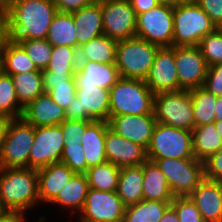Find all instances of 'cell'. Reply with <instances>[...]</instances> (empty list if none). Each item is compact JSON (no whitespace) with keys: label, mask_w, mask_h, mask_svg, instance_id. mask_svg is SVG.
Segmentation results:
<instances>
[{"label":"cell","mask_w":222,"mask_h":222,"mask_svg":"<svg viewBox=\"0 0 222 222\" xmlns=\"http://www.w3.org/2000/svg\"><path fill=\"white\" fill-rule=\"evenodd\" d=\"M173 6L159 4L151 10L137 15L136 35L161 47H172Z\"/></svg>","instance_id":"8fae6325"},{"label":"cell","mask_w":222,"mask_h":222,"mask_svg":"<svg viewBox=\"0 0 222 222\" xmlns=\"http://www.w3.org/2000/svg\"><path fill=\"white\" fill-rule=\"evenodd\" d=\"M26 51L38 70H45L52 54V45L47 39L14 40Z\"/></svg>","instance_id":"74e56055"},{"label":"cell","mask_w":222,"mask_h":222,"mask_svg":"<svg viewBox=\"0 0 222 222\" xmlns=\"http://www.w3.org/2000/svg\"><path fill=\"white\" fill-rule=\"evenodd\" d=\"M25 213L18 211L2 210L0 212V222H24Z\"/></svg>","instance_id":"f907efd6"},{"label":"cell","mask_w":222,"mask_h":222,"mask_svg":"<svg viewBox=\"0 0 222 222\" xmlns=\"http://www.w3.org/2000/svg\"><path fill=\"white\" fill-rule=\"evenodd\" d=\"M110 117L154 114L155 94L145 80L120 78L109 90Z\"/></svg>","instance_id":"3957f363"},{"label":"cell","mask_w":222,"mask_h":222,"mask_svg":"<svg viewBox=\"0 0 222 222\" xmlns=\"http://www.w3.org/2000/svg\"><path fill=\"white\" fill-rule=\"evenodd\" d=\"M115 63L100 64L93 61L79 60L74 74L76 85H95L110 90L120 79Z\"/></svg>","instance_id":"44dd1931"},{"label":"cell","mask_w":222,"mask_h":222,"mask_svg":"<svg viewBox=\"0 0 222 222\" xmlns=\"http://www.w3.org/2000/svg\"><path fill=\"white\" fill-rule=\"evenodd\" d=\"M37 172L40 202L49 204L75 174L66 164L61 162L47 165L38 169Z\"/></svg>","instance_id":"7402d4cb"},{"label":"cell","mask_w":222,"mask_h":222,"mask_svg":"<svg viewBox=\"0 0 222 222\" xmlns=\"http://www.w3.org/2000/svg\"><path fill=\"white\" fill-rule=\"evenodd\" d=\"M8 39L7 19L4 12H0V53L3 50L5 41Z\"/></svg>","instance_id":"816d5d0a"},{"label":"cell","mask_w":222,"mask_h":222,"mask_svg":"<svg viewBox=\"0 0 222 222\" xmlns=\"http://www.w3.org/2000/svg\"><path fill=\"white\" fill-rule=\"evenodd\" d=\"M96 1L103 2V1H112V0H96Z\"/></svg>","instance_id":"be15d7a7"},{"label":"cell","mask_w":222,"mask_h":222,"mask_svg":"<svg viewBox=\"0 0 222 222\" xmlns=\"http://www.w3.org/2000/svg\"><path fill=\"white\" fill-rule=\"evenodd\" d=\"M145 81L154 94L179 90L175 46L158 49Z\"/></svg>","instance_id":"2e32d148"},{"label":"cell","mask_w":222,"mask_h":222,"mask_svg":"<svg viewBox=\"0 0 222 222\" xmlns=\"http://www.w3.org/2000/svg\"><path fill=\"white\" fill-rule=\"evenodd\" d=\"M148 160L195 158L192 131L156 123L147 148Z\"/></svg>","instance_id":"52a82bcc"},{"label":"cell","mask_w":222,"mask_h":222,"mask_svg":"<svg viewBox=\"0 0 222 222\" xmlns=\"http://www.w3.org/2000/svg\"><path fill=\"white\" fill-rule=\"evenodd\" d=\"M107 161L118 167L138 166L148 160L147 149L108 128L105 138Z\"/></svg>","instance_id":"ac0fdd59"},{"label":"cell","mask_w":222,"mask_h":222,"mask_svg":"<svg viewBox=\"0 0 222 222\" xmlns=\"http://www.w3.org/2000/svg\"><path fill=\"white\" fill-rule=\"evenodd\" d=\"M7 9V0H0V12H5Z\"/></svg>","instance_id":"680465c9"},{"label":"cell","mask_w":222,"mask_h":222,"mask_svg":"<svg viewBox=\"0 0 222 222\" xmlns=\"http://www.w3.org/2000/svg\"><path fill=\"white\" fill-rule=\"evenodd\" d=\"M44 93H48L55 103L66 109L76 97V83L43 84Z\"/></svg>","instance_id":"b9f144b4"},{"label":"cell","mask_w":222,"mask_h":222,"mask_svg":"<svg viewBox=\"0 0 222 222\" xmlns=\"http://www.w3.org/2000/svg\"><path fill=\"white\" fill-rule=\"evenodd\" d=\"M76 28L72 13L57 12L50 24L47 41L52 46L77 48Z\"/></svg>","instance_id":"4dcf8cb0"},{"label":"cell","mask_w":222,"mask_h":222,"mask_svg":"<svg viewBox=\"0 0 222 222\" xmlns=\"http://www.w3.org/2000/svg\"><path fill=\"white\" fill-rule=\"evenodd\" d=\"M175 65L179 90L203 86L209 66L199 46H175Z\"/></svg>","instance_id":"9a60e30c"},{"label":"cell","mask_w":222,"mask_h":222,"mask_svg":"<svg viewBox=\"0 0 222 222\" xmlns=\"http://www.w3.org/2000/svg\"><path fill=\"white\" fill-rule=\"evenodd\" d=\"M19 1H24V0H7V3H14V2H19Z\"/></svg>","instance_id":"91938a15"},{"label":"cell","mask_w":222,"mask_h":222,"mask_svg":"<svg viewBox=\"0 0 222 222\" xmlns=\"http://www.w3.org/2000/svg\"><path fill=\"white\" fill-rule=\"evenodd\" d=\"M107 122L114 132L146 149L157 123L154 114L112 116Z\"/></svg>","instance_id":"e0dca14e"},{"label":"cell","mask_w":222,"mask_h":222,"mask_svg":"<svg viewBox=\"0 0 222 222\" xmlns=\"http://www.w3.org/2000/svg\"><path fill=\"white\" fill-rule=\"evenodd\" d=\"M194 110V127L215 122L217 96L204 87L191 90Z\"/></svg>","instance_id":"e575fe53"},{"label":"cell","mask_w":222,"mask_h":222,"mask_svg":"<svg viewBox=\"0 0 222 222\" xmlns=\"http://www.w3.org/2000/svg\"><path fill=\"white\" fill-rule=\"evenodd\" d=\"M108 128V122L92 121L82 135L81 145L89 168L107 161L105 138Z\"/></svg>","instance_id":"cb8c5ba5"},{"label":"cell","mask_w":222,"mask_h":222,"mask_svg":"<svg viewBox=\"0 0 222 222\" xmlns=\"http://www.w3.org/2000/svg\"><path fill=\"white\" fill-rule=\"evenodd\" d=\"M89 188L100 191H116L120 167L108 161L90 167L86 173Z\"/></svg>","instance_id":"836d02e7"},{"label":"cell","mask_w":222,"mask_h":222,"mask_svg":"<svg viewBox=\"0 0 222 222\" xmlns=\"http://www.w3.org/2000/svg\"><path fill=\"white\" fill-rule=\"evenodd\" d=\"M34 136L35 127L22 117L11 119L0 155V168H29Z\"/></svg>","instance_id":"ba28073f"},{"label":"cell","mask_w":222,"mask_h":222,"mask_svg":"<svg viewBox=\"0 0 222 222\" xmlns=\"http://www.w3.org/2000/svg\"><path fill=\"white\" fill-rule=\"evenodd\" d=\"M53 0H24L7 3L8 38L12 40L47 39L57 13Z\"/></svg>","instance_id":"6da1fadb"},{"label":"cell","mask_w":222,"mask_h":222,"mask_svg":"<svg viewBox=\"0 0 222 222\" xmlns=\"http://www.w3.org/2000/svg\"><path fill=\"white\" fill-rule=\"evenodd\" d=\"M215 121H222V96L217 97Z\"/></svg>","instance_id":"11a10c76"},{"label":"cell","mask_w":222,"mask_h":222,"mask_svg":"<svg viewBox=\"0 0 222 222\" xmlns=\"http://www.w3.org/2000/svg\"><path fill=\"white\" fill-rule=\"evenodd\" d=\"M45 218H46V217H43V216L40 217V219L38 220V222H46V221H45Z\"/></svg>","instance_id":"94428289"},{"label":"cell","mask_w":222,"mask_h":222,"mask_svg":"<svg viewBox=\"0 0 222 222\" xmlns=\"http://www.w3.org/2000/svg\"><path fill=\"white\" fill-rule=\"evenodd\" d=\"M159 222H179V219L177 217L175 210L170 206L165 211Z\"/></svg>","instance_id":"db71d44e"},{"label":"cell","mask_w":222,"mask_h":222,"mask_svg":"<svg viewBox=\"0 0 222 222\" xmlns=\"http://www.w3.org/2000/svg\"><path fill=\"white\" fill-rule=\"evenodd\" d=\"M214 96H222V63L209 66L203 86Z\"/></svg>","instance_id":"ee69618b"},{"label":"cell","mask_w":222,"mask_h":222,"mask_svg":"<svg viewBox=\"0 0 222 222\" xmlns=\"http://www.w3.org/2000/svg\"><path fill=\"white\" fill-rule=\"evenodd\" d=\"M189 197L204 222H222V182L204 178Z\"/></svg>","instance_id":"d6986e66"},{"label":"cell","mask_w":222,"mask_h":222,"mask_svg":"<svg viewBox=\"0 0 222 222\" xmlns=\"http://www.w3.org/2000/svg\"><path fill=\"white\" fill-rule=\"evenodd\" d=\"M125 209L116 191L89 188L79 222H122Z\"/></svg>","instance_id":"7c38bea8"},{"label":"cell","mask_w":222,"mask_h":222,"mask_svg":"<svg viewBox=\"0 0 222 222\" xmlns=\"http://www.w3.org/2000/svg\"><path fill=\"white\" fill-rule=\"evenodd\" d=\"M179 222H204L197 206L189 196H176L171 202Z\"/></svg>","instance_id":"60d3db41"},{"label":"cell","mask_w":222,"mask_h":222,"mask_svg":"<svg viewBox=\"0 0 222 222\" xmlns=\"http://www.w3.org/2000/svg\"><path fill=\"white\" fill-rule=\"evenodd\" d=\"M64 142L60 125L35 127L34 142L29 154V168L38 170L60 162Z\"/></svg>","instance_id":"5bb4252c"},{"label":"cell","mask_w":222,"mask_h":222,"mask_svg":"<svg viewBox=\"0 0 222 222\" xmlns=\"http://www.w3.org/2000/svg\"><path fill=\"white\" fill-rule=\"evenodd\" d=\"M43 84L76 83L74 75L54 74L50 71H42Z\"/></svg>","instance_id":"c3c4849f"},{"label":"cell","mask_w":222,"mask_h":222,"mask_svg":"<svg viewBox=\"0 0 222 222\" xmlns=\"http://www.w3.org/2000/svg\"><path fill=\"white\" fill-rule=\"evenodd\" d=\"M160 4H168L171 6H176L178 4L187 2L188 0H157Z\"/></svg>","instance_id":"9f6ffc18"},{"label":"cell","mask_w":222,"mask_h":222,"mask_svg":"<svg viewBox=\"0 0 222 222\" xmlns=\"http://www.w3.org/2000/svg\"><path fill=\"white\" fill-rule=\"evenodd\" d=\"M79 64L78 49L70 46H52L50 61L45 70L54 74L74 75Z\"/></svg>","instance_id":"d590c367"},{"label":"cell","mask_w":222,"mask_h":222,"mask_svg":"<svg viewBox=\"0 0 222 222\" xmlns=\"http://www.w3.org/2000/svg\"><path fill=\"white\" fill-rule=\"evenodd\" d=\"M217 28H222V0H194Z\"/></svg>","instance_id":"f6af8a7d"},{"label":"cell","mask_w":222,"mask_h":222,"mask_svg":"<svg viewBox=\"0 0 222 222\" xmlns=\"http://www.w3.org/2000/svg\"><path fill=\"white\" fill-rule=\"evenodd\" d=\"M198 46L208 66L222 63V28L207 34Z\"/></svg>","instance_id":"f35d334b"},{"label":"cell","mask_w":222,"mask_h":222,"mask_svg":"<svg viewBox=\"0 0 222 222\" xmlns=\"http://www.w3.org/2000/svg\"><path fill=\"white\" fill-rule=\"evenodd\" d=\"M136 16L151 10L160 3L157 0H129Z\"/></svg>","instance_id":"681fc988"},{"label":"cell","mask_w":222,"mask_h":222,"mask_svg":"<svg viewBox=\"0 0 222 222\" xmlns=\"http://www.w3.org/2000/svg\"><path fill=\"white\" fill-rule=\"evenodd\" d=\"M2 71L8 75H16L38 70L27 55L25 49L16 41L8 38L1 52Z\"/></svg>","instance_id":"83f0119b"},{"label":"cell","mask_w":222,"mask_h":222,"mask_svg":"<svg viewBox=\"0 0 222 222\" xmlns=\"http://www.w3.org/2000/svg\"><path fill=\"white\" fill-rule=\"evenodd\" d=\"M171 202L142 200L127 206L122 222H159Z\"/></svg>","instance_id":"d6a6232c"},{"label":"cell","mask_w":222,"mask_h":222,"mask_svg":"<svg viewBox=\"0 0 222 222\" xmlns=\"http://www.w3.org/2000/svg\"><path fill=\"white\" fill-rule=\"evenodd\" d=\"M83 151L81 144L64 145L60 162L66 164L76 174H86L89 167Z\"/></svg>","instance_id":"ab89813d"},{"label":"cell","mask_w":222,"mask_h":222,"mask_svg":"<svg viewBox=\"0 0 222 222\" xmlns=\"http://www.w3.org/2000/svg\"><path fill=\"white\" fill-rule=\"evenodd\" d=\"M143 177V163L138 166L120 167L116 193L126 207L144 199Z\"/></svg>","instance_id":"484cf974"},{"label":"cell","mask_w":222,"mask_h":222,"mask_svg":"<svg viewBox=\"0 0 222 222\" xmlns=\"http://www.w3.org/2000/svg\"><path fill=\"white\" fill-rule=\"evenodd\" d=\"M76 87V97L65 109L66 119L107 122L110 118L109 90L95 85Z\"/></svg>","instance_id":"9c48e42d"},{"label":"cell","mask_w":222,"mask_h":222,"mask_svg":"<svg viewBox=\"0 0 222 222\" xmlns=\"http://www.w3.org/2000/svg\"><path fill=\"white\" fill-rule=\"evenodd\" d=\"M23 107L19 104L11 75L0 72V115L21 118Z\"/></svg>","instance_id":"8d00e7d4"},{"label":"cell","mask_w":222,"mask_h":222,"mask_svg":"<svg viewBox=\"0 0 222 222\" xmlns=\"http://www.w3.org/2000/svg\"><path fill=\"white\" fill-rule=\"evenodd\" d=\"M76 28L77 49L103 34L102 8L99 1L72 13Z\"/></svg>","instance_id":"603a6c76"},{"label":"cell","mask_w":222,"mask_h":222,"mask_svg":"<svg viewBox=\"0 0 222 222\" xmlns=\"http://www.w3.org/2000/svg\"><path fill=\"white\" fill-rule=\"evenodd\" d=\"M90 123V121L85 120H64L60 124L63 138L65 139L64 145L81 144L82 135Z\"/></svg>","instance_id":"7bdbcfd3"},{"label":"cell","mask_w":222,"mask_h":222,"mask_svg":"<svg viewBox=\"0 0 222 222\" xmlns=\"http://www.w3.org/2000/svg\"><path fill=\"white\" fill-rule=\"evenodd\" d=\"M155 163L166 176L175 197L189 196L205 178L204 162L196 158H165Z\"/></svg>","instance_id":"30bf717a"},{"label":"cell","mask_w":222,"mask_h":222,"mask_svg":"<svg viewBox=\"0 0 222 222\" xmlns=\"http://www.w3.org/2000/svg\"><path fill=\"white\" fill-rule=\"evenodd\" d=\"M205 178L222 182V148L204 161Z\"/></svg>","instance_id":"bcb514c9"},{"label":"cell","mask_w":222,"mask_h":222,"mask_svg":"<svg viewBox=\"0 0 222 222\" xmlns=\"http://www.w3.org/2000/svg\"><path fill=\"white\" fill-rule=\"evenodd\" d=\"M192 140L194 157L203 162L222 148V138L214 123L194 127Z\"/></svg>","instance_id":"f546056e"},{"label":"cell","mask_w":222,"mask_h":222,"mask_svg":"<svg viewBox=\"0 0 222 222\" xmlns=\"http://www.w3.org/2000/svg\"><path fill=\"white\" fill-rule=\"evenodd\" d=\"M117 42L104 34L97 36L78 49L79 60L100 64L116 63Z\"/></svg>","instance_id":"f1b7e54d"},{"label":"cell","mask_w":222,"mask_h":222,"mask_svg":"<svg viewBox=\"0 0 222 222\" xmlns=\"http://www.w3.org/2000/svg\"><path fill=\"white\" fill-rule=\"evenodd\" d=\"M38 172L33 168H0V208L27 214L39 203Z\"/></svg>","instance_id":"7a4b0ae2"},{"label":"cell","mask_w":222,"mask_h":222,"mask_svg":"<svg viewBox=\"0 0 222 222\" xmlns=\"http://www.w3.org/2000/svg\"><path fill=\"white\" fill-rule=\"evenodd\" d=\"M11 119L12 118H10L8 116L0 115V155H1V152H2V148H3L7 128H8V125H9Z\"/></svg>","instance_id":"f5cc1de1"},{"label":"cell","mask_w":222,"mask_h":222,"mask_svg":"<svg viewBox=\"0 0 222 222\" xmlns=\"http://www.w3.org/2000/svg\"><path fill=\"white\" fill-rule=\"evenodd\" d=\"M159 48L137 36L118 41L115 64L120 77L146 80Z\"/></svg>","instance_id":"5b68a950"},{"label":"cell","mask_w":222,"mask_h":222,"mask_svg":"<svg viewBox=\"0 0 222 222\" xmlns=\"http://www.w3.org/2000/svg\"><path fill=\"white\" fill-rule=\"evenodd\" d=\"M19 104L24 108L44 93L42 71L11 75Z\"/></svg>","instance_id":"1f68e13d"},{"label":"cell","mask_w":222,"mask_h":222,"mask_svg":"<svg viewBox=\"0 0 222 222\" xmlns=\"http://www.w3.org/2000/svg\"><path fill=\"white\" fill-rule=\"evenodd\" d=\"M214 125L217 129V132L219 133L220 137L222 138V121H215Z\"/></svg>","instance_id":"6f0895ef"},{"label":"cell","mask_w":222,"mask_h":222,"mask_svg":"<svg viewBox=\"0 0 222 222\" xmlns=\"http://www.w3.org/2000/svg\"><path fill=\"white\" fill-rule=\"evenodd\" d=\"M103 34L117 41L136 35V14L129 0L103 1Z\"/></svg>","instance_id":"4fadbf2b"},{"label":"cell","mask_w":222,"mask_h":222,"mask_svg":"<svg viewBox=\"0 0 222 222\" xmlns=\"http://www.w3.org/2000/svg\"><path fill=\"white\" fill-rule=\"evenodd\" d=\"M95 0H53L57 11L73 13L92 4Z\"/></svg>","instance_id":"7dc6e473"},{"label":"cell","mask_w":222,"mask_h":222,"mask_svg":"<svg viewBox=\"0 0 222 222\" xmlns=\"http://www.w3.org/2000/svg\"><path fill=\"white\" fill-rule=\"evenodd\" d=\"M2 71V65H1V53H0V72Z\"/></svg>","instance_id":"6125c7cd"},{"label":"cell","mask_w":222,"mask_h":222,"mask_svg":"<svg viewBox=\"0 0 222 222\" xmlns=\"http://www.w3.org/2000/svg\"><path fill=\"white\" fill-rule=\"evenodd\" d=\"M172 46H198L217 27L194 0L173 6Z\"/></svg>","instance_id":"277c9868"},{"label":"cell","mask_w":222,"mask_h":222,"mask_svg":"<svg viewBox=\"0 0 222 222\" xmlns=\"http://www.w3.org/2000/svg\"><path fill=\"white\" fill-rule=\"evenodd\" d=\"M153 113L157 123L192 131L194 110L191 90L155 94Z\"/></svg>","instance_id":"8992f818"},{"label":"cell","mask_w":222,"mask_h":222,"mask_svg":"<svg viewBox=\"0 0 222 222\" xmlns=\"http://www.w3.org/2000/svg\"><path fill=\"white\" fill-rule=\"evenodd\" d=\"M88 190L89 184L86 174L75 173L51 204H59L66 209L69 208L73 214L80 213L84 208Z\"/></svg>","instance_id":"4316f807"},{"label":"cell","mask_w":222,"mask_h":222,"mask_svg":"<svg viewBox=\"0 0 222 222\" xmlns=\"http://www.w3.org/2000/svg\"><path fill=\"white\" fill-rule=\"evenodd\" d=\"M22 118L34 127H46L60 125L66 120V113L48 93H43L24 107Z\"/></svg>","instance_id":"ffe728a7"},{"label":"cell","mask_w":222,"mask_h":222,"mask_svg":"<svg viewBox=\"0 0 222 222\" xmlns=\"http://www.w3.org/2000/svg\"><path fill=\"white\" fill-rule=\"evenodd\" d=\"M143 197L144 200L172 202L174 195L170 190L166 176L155 162L143 163Z\"/></svg>","instance_id":"d4e9b609"}]
</instances>
